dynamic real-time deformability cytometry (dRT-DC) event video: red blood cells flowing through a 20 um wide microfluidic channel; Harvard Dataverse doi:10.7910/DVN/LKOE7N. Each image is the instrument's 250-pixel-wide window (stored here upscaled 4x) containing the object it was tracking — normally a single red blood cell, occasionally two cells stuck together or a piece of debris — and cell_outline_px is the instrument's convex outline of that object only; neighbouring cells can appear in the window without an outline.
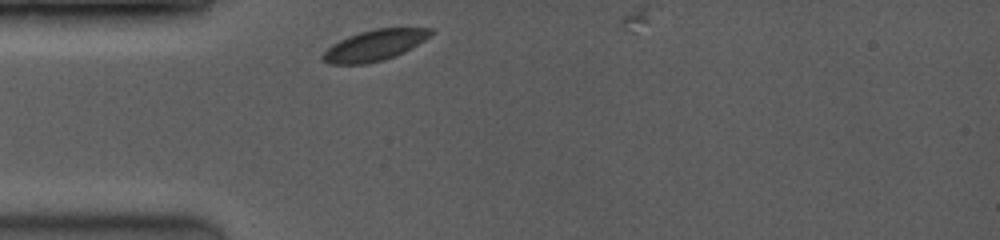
{"species": "common noctule bat (a hibernating species)", "species_latin": "Nyctalus noctula", "temperature_condition": "room temperature", "stored_images_in_passage": 5, "camera_frame_rate_fps": 3500, "um_per_image_px": 0.085, "animal": {"sex": "female", "body_mass_g": 19.0, "forearm_length_mm": 53.3}, "frame": {"image": 1, "passage_image": 1, "time_ms": 0.0, "image_size_px": [1000, 240], "cell_outline_px": [[432, 32], [424, 40], [412, 48], [404, 52], [380, 60], [364, 64], [328, 64], [320, 56], [332, 44], [348, 36], [360, 32], [376, 28], [432, 28]], "centroid_in_image_um": [31.81, 3.85], "position_along_channel_um": 53.2, "area_um2": 19.07}}